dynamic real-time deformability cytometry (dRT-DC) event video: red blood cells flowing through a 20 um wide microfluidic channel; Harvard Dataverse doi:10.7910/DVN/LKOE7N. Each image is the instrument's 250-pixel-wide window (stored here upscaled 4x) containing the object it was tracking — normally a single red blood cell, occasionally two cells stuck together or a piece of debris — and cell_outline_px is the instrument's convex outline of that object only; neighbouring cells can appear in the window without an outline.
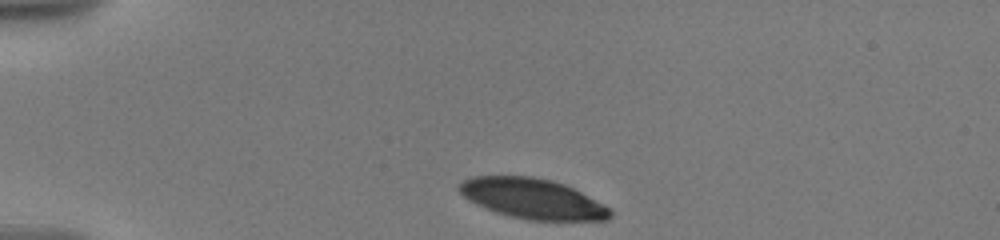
{"species": "human", "species_latin": "Homo sapiens", "temperature_condition": "warm", "stored_images_in_passage": 56, "camera_frame_rate_fps": 3000, "um_per_image_px": 0.085, "donor": {"sex": "male"}, "frame": {"image": 1, "passage_image": 1, "time_ms": 0.0, "image_size_px": [1000, 240], "cell_outline_px": [[612, 216], [608, 220], [528, 220], [496, 212], [476, 204], [468, 200], [456, 188], [464, 180], [472, 176], [532, 176], [552, 180], [564, 184], [604, 204], [612, 212]], "centroid_in_image_um": [45.25, 16.88], "position_along_channel_um": 39.7, "area_um2": 35.14}}
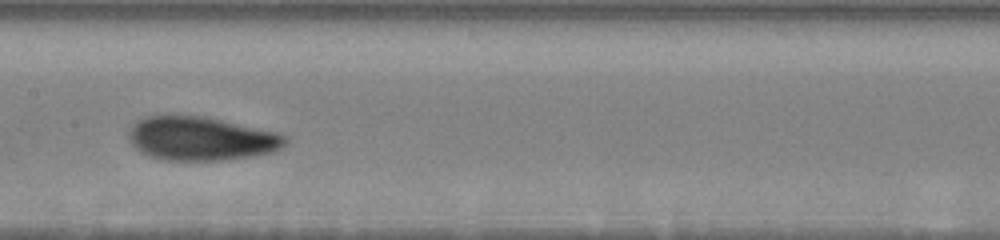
{"frame": {"image": 2, "passage_image": 20, "time_ms": 5.667, "image_size_px": [1000, 240], "cell_outline_px": [[288, 140], [280, 148], [272, 152], [228, 160], [164, 160], [148, 156], [140, 152], [132, 144], [128, 136], [128, 132], [132, 124], [136, 120], [144, 116], [168, 112], [176, 112], [204, 116], [276, 132], [288, 136]], "centroid_in_image_um": [17.0, 11.73], "position_along_channel_um": 190.4, "area_um2": 40.86}}
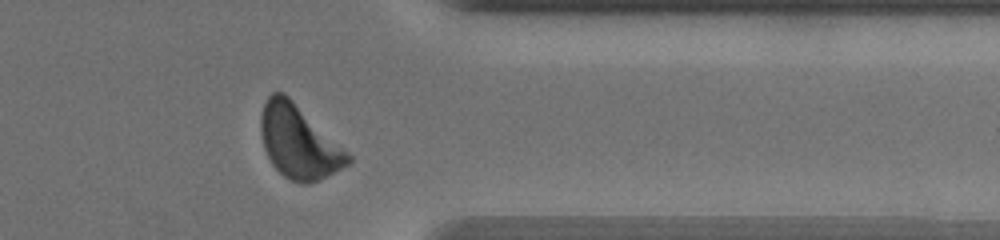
{"frame": {"image": 3, "passage_image": 49, "time_ms": 11.333, "image_size_px": [1000, 240], "cell_outline_px": [[352, 160], [348, 164], [308, 184], [300, 184], [284, 176], [272, 164], [264, 148], [260, 132], [260, 116], [264, 104], [268, 96], [272, 92], [284, 92], [348, 152], [352, 156]], "centroid_in_image_um": [25.36, 12.04], "position_along_channel_um": 386.0, "area_um2": 36.59}, "authors_computed_cell_mechanics": {"area_um2": 38.3214, "velocity_mm_per_s": 3.5366, "shape_relaxation_time_tau1_ms": 2.5269, "shape_relaxation_time_tau2_ms": 2.0095, "deformation_change_tau1": 0.1203, "deformation_change_tau2": 0.0759}}